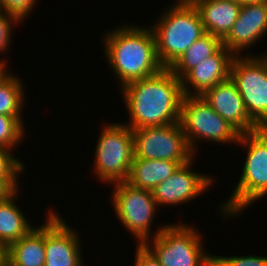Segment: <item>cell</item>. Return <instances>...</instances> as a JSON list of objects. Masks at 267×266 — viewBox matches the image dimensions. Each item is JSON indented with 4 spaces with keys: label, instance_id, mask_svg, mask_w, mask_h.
<instances>
[{
    "label": "cell",
    "instance_id": "8",
    "mask_svg": "<svg viewBox=\"0 0 267 266\" xmlns=\"http://www.w3.org/2000/svg\"><path fill=\"white\" fill-rule=\"evenodd\" d=\"M234 56L230 79L242 96L249 117L267 128V51L264 54Z\"/></svg>",
    "mask_w": 267,
    "mask_h": 266
},
{
    "label": "cell",
    "instance_id": "31",
    "mask_svg": "<svg viewBox=\"0 0 267 266\" xmlns=\"http://www.w3.org/2000/svg\"><path fill=\"white\" fill-rule=\"evenodd\" d=\"M264 2H267V0H243V5L251 3H264Z\"/></svg>",
    "mask_w": 267,
    "mask_h": 266
},
{
    "label": "cell",
    "instance_id": "5",
    "mask_svg": "<svg viewBox=\"0 0 267 266\" xmlns=\"http://www.w3.org/2000/svg\"><path fill=\"white\" fill-rule=\"evenodd\" d=\"M156 230L143 245L161 266H213V254L204 250L203 237L197 228L177 222Z\"/></svg>",
    "mask_w": 267,
    "mask_h": 266
},
{
    "label": "cell",
    "instance_id": "15",
    "mask_svg": "<svg viewBox=\"0 0 267 266\" xmlns=\"http://www.w3.org/2000/svg\"><path fill=\"white\" fill-rule=\"evenodd\" d=\"M234 56L230 50L222 46L214 55L190 70L181 79L184 95L201 96L207 89L227 80Z\"/></svg>",
    "mask_w": 267,
    "mask_h": 266
},
{
    "label": "cell",
    "instance_id": "20",
    "mask_svg": "<svg viewBox=\"0 0 267 266\" xmlns=\"http://www.w3.org/2000/svg\"><path fill=\"white\" fill-rule=\"evenodd\" d=\"M223 46L222 40L206 33L196 40L184 54L170 67L172 73L182 79L190 70L214 55Z\"/></svg>",
    "mask_w": 267,
    "mask_h": 266
},
{
    "label": "cell",
    "instance_id": "10",
    "mask_svg": "<svg viewBox=\"0 0 267 266\" xmlns=\"http://www.w3.org/2000/svg\"><path fill=\"white\" fill-rule=\"evenodd\" d=\"M134 157L148 160H170L181 165L194 159L179 122L164 126L132 129Z\"/></svg>",
    "mask_w": 267,
    "mask_h": 266
},
{
    "label": "cell",
    "instance_id": "22",
    "mask_svg": "<svg viewBox=\"0 0 267 266\" xmlns=\"http://www.w3.org/2000/svg\"><path fill=\"white\" fill-rule=\"evenodd\" d=\"M13 149L0 146V182L9 190H19V174L26 170L24 162L14 156ZM17 157V158H16Z\"/></svg>",
    "mask_w": 267,
    "mask_h": 266
},
{
    "label": "cell",
    "instance_id": "24",
    "mask_svg": "<svg viewBox=\"0 0 267 266\" xmlns=\"http://www.w3.org/2000/svg\"><path fill=\"white\" fill-rule=\"evenodd\" d=\"M213 266H267V256H217L213 255Z\"/></svg>",
    "mask_w": 267,
    "mask_h": 266
},
{
    "label": "cell",
    "instance_id": "21",
    "mask_svg": "<svg viewBox=\"0 0 267 266\" xmlns=\"http://www.w3.org/2000/svg\"><path fill=\"white\" fill-rule=\"evenodd\" d=\"M17 76V77H16ZM14 74L0 86V114L15 117L23 126L22 108L25 106L24 83ZM25 101V102H24Z\"/></svg>",
    "mask_w": 267,
    "mask_h": 266
},
{
    "label": "cell",
    "instance_id": "32",
    "mask_svg": "<svg viewBox=\"0 0 267 266\" xmlns=\"http://www.w3.org/2000/svg\"><path fill=\"white\" fill-rule=\"evenodd\" d=\"M229 1L236 2V3L243 5V0H229Z\"/></svg>",
    "mask_w": 267,
    "mask_h": 266
},
{
    "label": "cell",
    "instance_id": "25",
    "mask_svg": "<svg viewBox=\"0 0 267 266\" xmlns=\"http://www.w3.org/2000/svg\"><path fill=\"white\" fill-rule=\"evenodd\" d=\"M38 0H0L2 12H5L24 22L27 16L33 12ZM26 17V18H25Z\"/></svg>",
    "mask_w": 267,
    "mask_h": 266
},
{
    "label": "cell",
    "instance_id": "27",
    "mask_svg": "<svg viewBox=\"0 0 267 266\" xmlns=\"http://www.w3.org/2000/svg\"><path fill=\"white\" fill-rule=\"evenodd\" d=\"M134 266H161L154 255L143 245H136Z\"/></svg>",
    "mask_w": 267,
    "mask_h": 266
},
{
    "label": "cell",
    "instance_id": "19",
    "mask_svg": "<svg viewBox=\"0 0 267 266\" xmlns=\"http://www.w3.org/2000/svg\"><path fill=\"white\" fill-rule=\"evenodd\" d=\"M181 166L170 160H148L133 158L126 180L131 186L152 191L158 184L170 177Z\"/></svg>",
    "mask_w": 267,
    "mask_h": 266
},
{
    "label": "cell",
    "instance_id": "29",
    "mask_svg": "<svg viewBox=\"0 0 267 266\" xmlns=\"http://www.w3.org/2000/svg\"><path fill=\"white\" fill-rule=\"evenodd\" d=\"M9 190L0 182V199L3 198Z\"/></svg>",
    "mask_w": 267,
    "mask_h": 266
},
{
    "label": "cell",
    "instance_id": "17",
    "mask_svg": "<svg viewBox=\"0 0 267 266\" xmlns=\"http://www.w3.org/2000/svg\"><path fill=\"white\" fill-rule=\"evenodd\" d=\"M45 259V222L5 249V260L12 266H44Z\"/></svg>",
    "mask_w": 267,
    "mask_h": 266
},
{
    "label": "cell",
    "instance_id": "33",
    "mask_svg": "<svg viewBox=\"0 0 267 266\" xmlns=\"http://www.w3.org/2000/svg\"><path fill=\"white\" fill-rule=\"evenodd\" d=\"M2 266H12V265H10L6 260H4Z\"/></svg>",
    "mask_w": 267,
    "mask_h": 266
},
{
    "label": "cell",
    "instance_id": "23",
    "mask_svg": "<svg viewBox=\"0 0 267 266\" xmlns=\"http://www.w3.org/2000/svg\"><path fill=\"white\" fill-rule=\"evenodd\" d=\"M25 128L15 117L0 114V146L16 149L25 140Z\"/></svg>",
    "mask_w": 267,
    "mask_h": 266
},
{
    "label": "cell",
    "instance_id": "6",
    "mask_svg": "<svg viewBox=\"0 0 267 266\" xmlns=\"http://www.w3.org/2000/svg\"><path fill=\"white\" fill-rule=\"evenodd\" d=\"M95 147L96 177L107 185L126 181L134 158L133 130L123 122L106 123Z\"/></svg>",
    "mask_w": 267,
    "mask_h": 266
},
{
    "label": "cell",
    "instance_id": "9",
    "mask_svg": "<svg viewBox=\"0 0 267 266\" xmlns=\"http://www.w3.org/2000/svg\"><path fill=\"white\" fill-rule=\"evenodd\" d=\"M112 185L111 203L117 219L133 234L137 244H143L152 237V221L159 208L152 191L136 188L126 181Z\"/></svg>",
    "mask_w": 267,
    "mask_h": 266
},
{
    "label": "cell",
    "instance_id": "11",
    "mask_svg": "<svg viewBox=\"0 0 267 266\" xmlns=\"http://www.w3.org/2000/svg\"><path fill=\"white\" fill-rule=\"evenodd\" d=\"M48 211L45 215L44 266H84L82 240L76 229L68 226L70 224H66L56 210Z\"/></svg>",
    "mask_w": 267,
    "mask_h": 266
},
{
    "label": "cell",
    "instance_id": "14",
    "mask_svg": "<svg viewBox=\"0 0 267 266\" xmlns=\"http://www.w3.org/2000/svg\"><path fill=\"white\" fill-rule=\"evenodd\" d=\"M267 34V2L241 5L237 20L228 35L222 40L223 46L235 56H242L246 49L255 46ZM245 50V51H243Z\"/></svg>",
    "mask_w": 267,
    "mask_h": 266
},
{
    "label": "cell",
    "instance_id": "3",
    "mask_svg": "<svg viewBox=\"0 0 267 266\" xmlns=\"http://www.w3.org/2000/svg\"><path fill=\"white\" fill-rule=\"evenodd\" d=\"M237 143L247 154L239 182L226 202L219 206L218 213L228 220L231 216H240L250 204L267 196V128L240 134Z\"/></svg>",
    "mask_w": 267,
    "mask_h": 266
},
{
    "label": "cell",
    "instance_id": "1",
    "mask_svg": "<svg viewBox=\"0 0 267 266\" xmlns=\"http://www.w3.org/2000/svg\"><path fill=\"white\" fill-rule=\"evenodd\" d=\"M120 92L129 114L125 123L131 129L179 122L184 93L181 80L170 68L127 83Z\"/></svg>",
    "mask_w": 267,
    "mask_h": 266
},
{
    "label": "cell",
    "instance_id": "30",
    "mask_svg": "<svg viewBox=\"0 0 267 266\" xmlns=\"http://www.w3.org/2000/svg\"><path fill=\"white\" fill-rule=\"evenodd\" d=\"M5 260V249L0 245V266H2Z\"/></svg>",
    "mask_w": 267,
    "mask_h": 266
},
{
    "label": "cell",
    "instance_id": "2",
    "mask_svg": "<svg viewBox=\"0 0 267 266\" xmlns=\"http://www.w3.org/2000/svg\"><path fill=\"white\" fill-rule=\"evenodd\" d=\"M102 34L104 55L119 87L158 73L164 67L156 53V40L151 27L122 23Z\"/></svg>",
    "mask_w": 267,
    "mask_h": 266
},
{
    "label": "cell",
    "instance_id": "13",
    "mask_svg": "<svg viewBox=\"0 0 267 266\" xmlns=\"http://www.w3.org/2000/svg\"><path fill=\"white\" fill-rule=\"evenodd\" d=\"M201 98L240 134L260 129L249 117L242 96L230 77L207 89Z\"/></svg>",
    "mask_w": 267,
    "mask_h": 266
},
{
    "label": "cell",
    "instance_id": "28",
    "mask_svg": "<svg viewBox=\"0 0 267 266\" xmlns=\"http://www.w3.org/2000/svg\"><path fill=\"white\" fill-rule=\"evenodd\" d=\"M0 59V86L6 82L13 74V72H8L6 69L8 68L7 67V62L5 60L7 59H4L2 60Z\"/></svg>",
    "mask_w": 267,
    "mask_h": 266
},
{
    "label": "cell",
    "instance_id": "12",
    "mask_svg": "<svg viewBox=\"0 0 267 266\" xmlns=\"http://www.w3.org/2000/svg\"><path fill=\"white\" fill-rule=\"evenodd\" d=\"M195 158L181 165L176 172L158 184L153 190V198L158 207L182 205L191 202L196 197L205 194L209 187L214 186L215 176L203 174L193 170L191 166ZM195 171V172H194Z\"/></svg>",
    "mask_w": 267,
    "mask_h": 266
},
{
    "label": "cell",
    "instance_id": "7",
    "mask_svg": "<svg viewBox=\"0 0 267 266\" xmlns=\"http://www.w3.org/2000/svg\"><path fill=\"white\" fill-rule=\"evenodd\" d=\"M179 123L194 154H198L197 142L200 140L211 141V144L213 142L230 145L237 144L240 136V133L215 112L201 96L184 95Z\"/></svg>",
    "mask_w": 267,
    "mask_h": 266
},
{
    "label": "cell",
    "instance_id": "16",
    "mask_svg": "<svg viewBox=\"0 0 267 266\" xmlns=\"http://www.w3.org/2000/svg\"><path fill=\"white\" fill-rule=\"evenodd\" d=\"M206 33L223 40L237 20L241 4L229 0H192Z\"/></svg>",
    "mask_w": 267,
    "mask_h": 266
},
{
    "label": "cell",
    "instance_id": "4",
    "mask_svg": "<svg viewBox=\"0 0 267 266\" xmlns=\"http://www.w3.org/2000/svg\"><path fill=\"white\" fill-rule=\"evenodd\" d=\"M163 12L151 28L158 60L164 68H170L206 31L191 1H175Z\"/></svg>",
    "mask_w": 267,
    "mask_h": 266
},
{
    "label": "cell",
    "instance_id": "18",
    "mask_svg": "<svg viewBox=\"0 0 267 266\" xmlns=\"http://www.w3.org/2000/svg\"><path fill=\"white\" fill-rule=\"evenodd\" d=\"M18 192V190L9 191L0 199V245L4 249L19 241L34 227L16 205Z\"/></svg>",
    "mask_w": 267,
    "mask_h": 266
},
{
    "label": "cell",
    "instance_id": "26",
    "mask_svg": "<svg viewBox=\"0 0 267 266\" xmlns=\"http://www.w3.org/2000/svg\"><path fill=\"white\" fill-rule=\"evenodd\" d=\"M21 24V22L13 17L12 15H9L5 12H0V52L6 53L8 52V48L11 49L9 46L12 42V32L14 25L17 26V24Z\"/></svg>",
    "mask_w": 267,
    "mask_h": 266
}]
</instances>
